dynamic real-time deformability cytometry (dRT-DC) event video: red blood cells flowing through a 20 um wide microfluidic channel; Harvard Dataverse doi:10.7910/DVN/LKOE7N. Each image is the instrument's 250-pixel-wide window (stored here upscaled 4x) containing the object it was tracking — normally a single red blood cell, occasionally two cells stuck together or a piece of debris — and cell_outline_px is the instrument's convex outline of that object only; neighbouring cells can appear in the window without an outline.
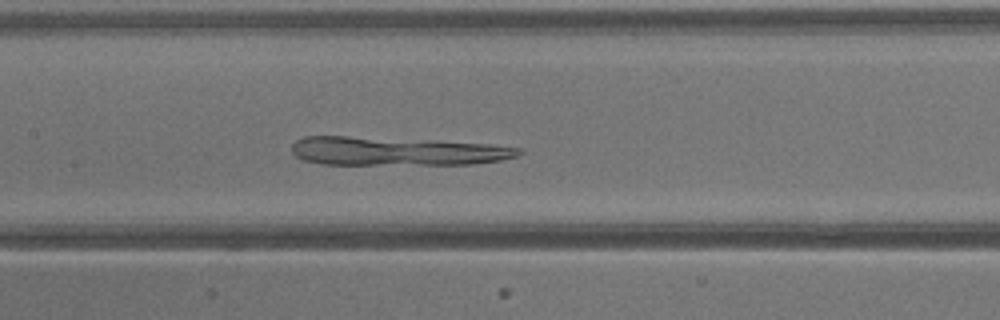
{"species": "common noctule bat (a hibernating species)", "species_latin": "Nyctalus noctula", "temperature_condition": "warm", "stored_images_in_passage": 28, "camera_frame_rate_fps": 3000, "um_per_image_px": 0.085, "animal": {"sex": "male", "body_mass_g": 13.3}, "frame": {"image": 1, "passage_image": 8, "time_ms": 2.333, "image_size_px": [1000, 320], "cell_outline_px": [[524, 152], [520, 156], [500, 160], [472, 164], [320, 164], [304, 160], [296, 156], [292, 152], [292, 144], [296, 140], [304, 136], [348, 136], [428, 140], [488, 144], [524, 148]], "centroid_in_image_um": [33.74, 12.85], "position_along_channel_um": 173.7, "area_um2": 37.86}}
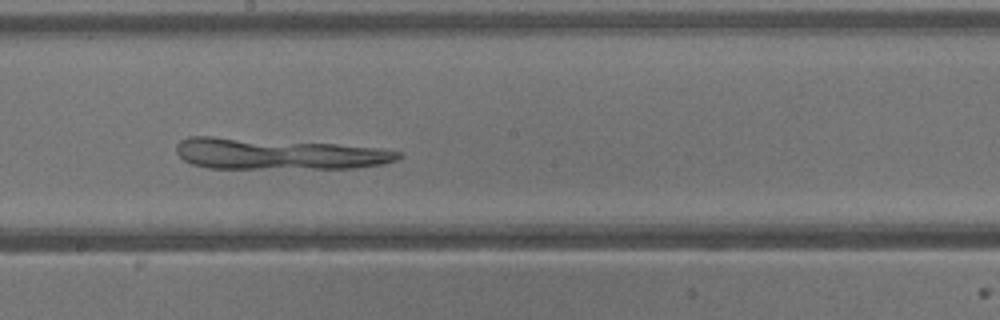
{"frame": {"image": 2, "passage_image": 11, "time_ms": 3.333, "image_size_px": [1000, 320], "cell_outline_px": [[400, 156], [396, 160], [384, 164], [356, 168], [208, 168], [192, 164], [184, 160], [176, 152], [176, 144], [180, 140], [188, 136], [212, 136], [336, 144], [376, 148], [400, 152]], "centroid_in_image_um": [23.58, 13.08], "position_along_channel_um": 224.6, "area_um2": 40.11}}
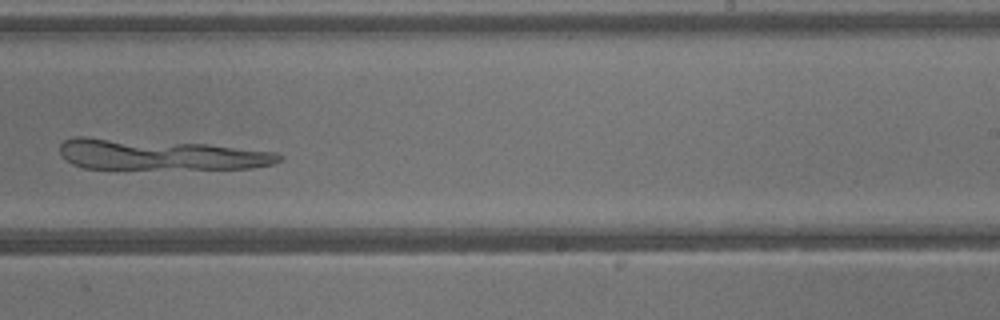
{"frame": {"image": 3, "passage_image": 14, "time_ms": 4.333, "image_size_px": [1000, 320], "cell_outline_px": [[284, 160], [272, 164], [252, 168], [84, 168], [72, 164], [60, 152], [60, 144], [64, 140], [72, 136], [84, 136], [208, 144], [276, 152], [284, 156]], "centroid_in_image_um": [13.6, 13.12], "position_along_channel_um": 275.4, "area_um2": 39.13}}